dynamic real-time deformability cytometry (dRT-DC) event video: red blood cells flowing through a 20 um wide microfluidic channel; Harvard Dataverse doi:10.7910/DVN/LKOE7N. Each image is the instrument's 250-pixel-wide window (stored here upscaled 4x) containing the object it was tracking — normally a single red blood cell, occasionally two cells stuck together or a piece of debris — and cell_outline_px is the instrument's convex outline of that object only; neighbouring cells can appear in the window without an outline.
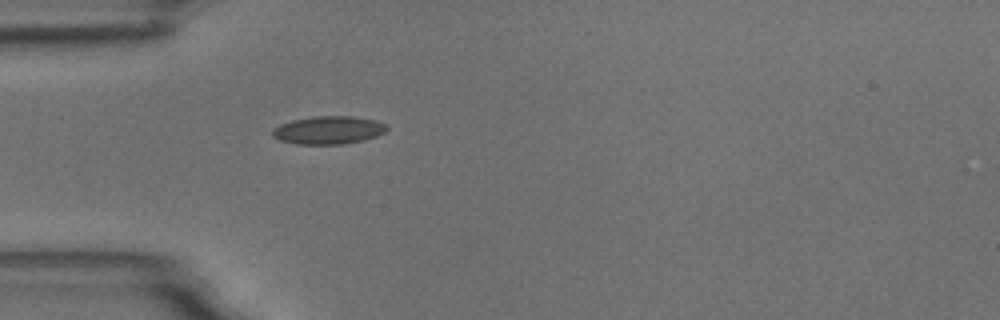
{"species": "common noctule bat (a hibernating species)", "species_latin": "Nyctalus noctula", "temperature_condition": "room temperature", "stored_images_in_passage": 1, "camera_frame_rate_fps": 3000, "um_per_image_px": 0.085, "animal": {"sex": "male", "body_mass_g": 18.8}, "frame": {"image": 1, "passage_image": 1, "time_ms": 0.0, "image_size_px": [1000, 320], "cell_outline_px": [[388, 128], [384, 132], [376, 136], [364, 140], [344, 144], [296, 144], [280, 140], [272, 136], [272, 128], [280, 124], [292, 120], [312, 116], [352, 116], [376, 120], [388, 124]], "centroid_in_image_um": [27.92, 11.05], "position_along_channel_um": 57.1, "area_um2": 18.84}}